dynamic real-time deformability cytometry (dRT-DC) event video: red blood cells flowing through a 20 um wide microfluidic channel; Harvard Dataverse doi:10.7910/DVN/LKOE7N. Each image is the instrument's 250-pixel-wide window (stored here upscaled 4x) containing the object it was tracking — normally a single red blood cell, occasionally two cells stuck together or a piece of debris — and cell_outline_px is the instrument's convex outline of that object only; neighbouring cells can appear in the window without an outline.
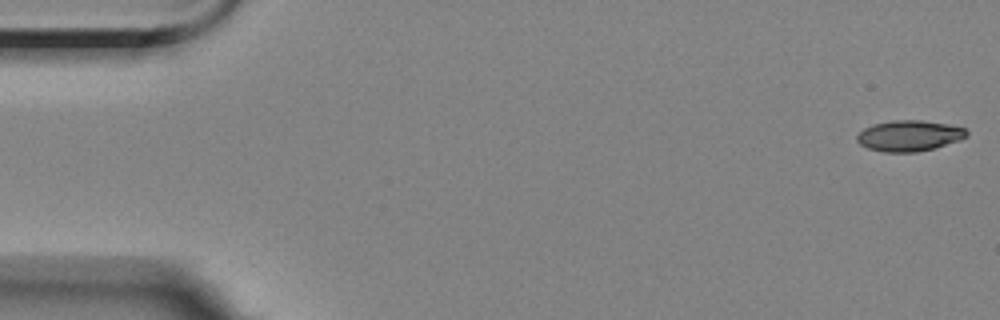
{"species": "Egyptian fruit bat (a non-hibernating species)", "species_latin": "Rousettus aegyptiacus", "temperature_condition": "room temperature", "stored_images_in_passage": 6, "segment_of_instrument_passage": [2, 2], "camera_frame_rate_fps": 3000, "um_per_image_px": 0.085, "animal": {"sex": "female"}, "frame": {"image": 1, "passage_image": 6, "time_ms": 7.0, "image_size_px": [1000, 320], "cell_outline_px": [[968, 136], [960, 140], [932, 148], [916, 152], [884, 152], [868, 148], [860, 144], [856, 140], [856, 136], [864, 128], [872, 124], [892, 120], [920, 120], [948, 124], [964, 128], [968, 132]], "centroid_in_image_um": [77.26, 11.53], "position_along_channel_um": 7.7, "area_um2": 19.65}}